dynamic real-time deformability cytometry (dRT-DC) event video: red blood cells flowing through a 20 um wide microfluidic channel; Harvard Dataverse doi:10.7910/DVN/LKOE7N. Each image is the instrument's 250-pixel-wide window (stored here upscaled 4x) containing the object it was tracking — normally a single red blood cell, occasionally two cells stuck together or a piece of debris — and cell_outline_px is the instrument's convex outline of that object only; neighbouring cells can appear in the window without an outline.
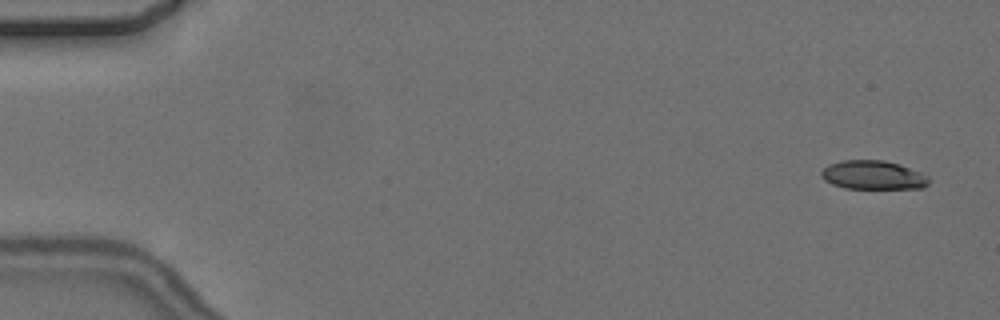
{"species": "common noctule bat (a hibernating species)", "species_latin": "Nyctalus noctula", "temperature_condition": "cold", "stored_images_in_passage": 6, "segment_of_instrument_passage": [1, 2], "camera_frame_rate_fps": 3000, "um_per_image_px": 0.085, "animal": {"sex": "female", "body_mass_g": 24.6, "forearm_length_mm": 56.2}, "frame": {"image": 1, "passage_image": 1, "time_ms": 0.0, "image_size_px": [1000, 320], "cell_outline_px": [[928, 184], [924, 188], [844, 188], [832, 184], [824, 180], [820, 176], [820, 172], [828, 164], [844, 160], [884, 160], [900, 164], [920, 172], [928, 176]], "centroid_in_image_um": [74.19, 14.87], "position_along_channel_um": 10.8, "area_um2": 18.09}}